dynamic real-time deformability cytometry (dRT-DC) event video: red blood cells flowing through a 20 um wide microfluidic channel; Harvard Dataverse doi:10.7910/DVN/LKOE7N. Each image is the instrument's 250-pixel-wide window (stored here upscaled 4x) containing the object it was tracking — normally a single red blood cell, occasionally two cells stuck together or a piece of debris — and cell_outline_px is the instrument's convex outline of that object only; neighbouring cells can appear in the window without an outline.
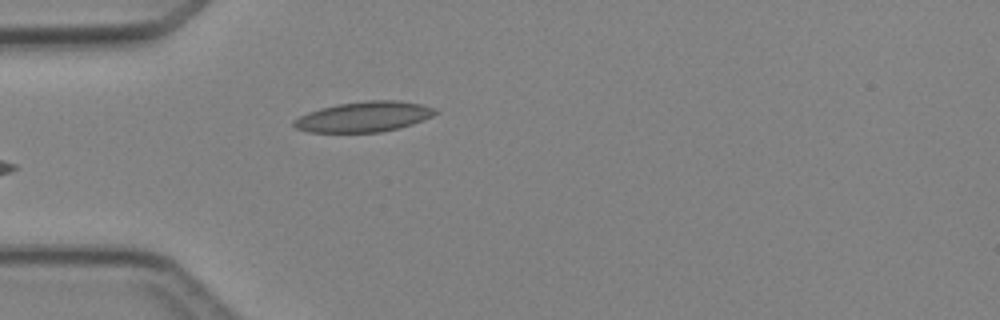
{"species": "Egyptian fruit bat (a non-hibernating species)", "species_latin": "Rousettus aegyptiacus", "temperature_condition": "cold", "stored_images_in_passage": 4, "camera_frame_rate_fps": 3000, "um_per_image_px": 0.085, "animal": {"sex": "female"}, "frame": {"image": 1, "passage_image": 4, "time_ms": 4.333, "image_size_px": [1000, 320], "cell_outline_px": [[440, 112], [432, 116], [412, 124], [400, 128], [380, 132], [308, 132], [296, 128], [292, 124], [292, 120], [308, 112], [320, 108], [336, 104], [364, 100], [396, 100], [420, 104], [436, 108]], "centroid_in_image_um": [30.93, 9.91], "position_along_channel_um": 54.1, "area_um2": 25.14}}